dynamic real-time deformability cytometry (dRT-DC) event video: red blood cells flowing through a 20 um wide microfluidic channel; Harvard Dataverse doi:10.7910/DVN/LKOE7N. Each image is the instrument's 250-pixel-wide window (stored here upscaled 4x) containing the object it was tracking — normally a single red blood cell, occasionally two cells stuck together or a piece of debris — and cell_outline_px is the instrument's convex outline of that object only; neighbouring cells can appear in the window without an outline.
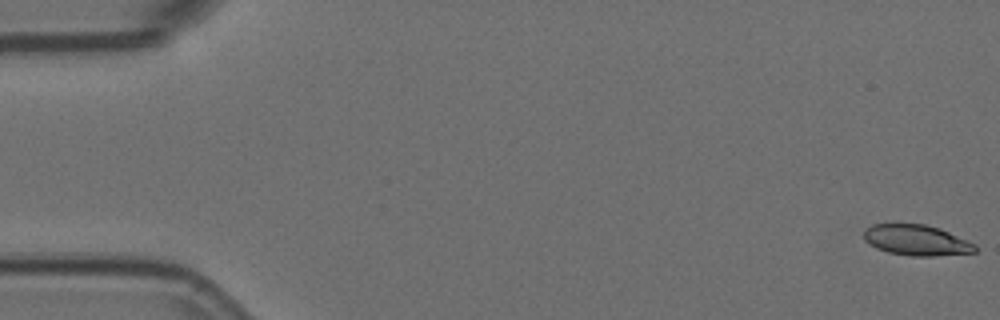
{"species": "Egyptian fruit bat (a non-hibernating species)", "species_latin": "Rousettus aegyptiacus", "temperature_condition": "room temperature", "stored_images_in_passage": 7, "camera_frame_rate_fps": 3000, "um_per_image_px": 0.085, "animal": {"sex": "female"}, "frame": {"image": 1, "passage_image": 1, "time_ms": 0.0, "image_size_px": [1000, 320], "cell_outline_px": [[976, 252], [936, 256], [912, 256], [888, 252], [876, 248], [868, 244], [864, 240], [864, 232], [872, 224], [892, 220], [896, 220], [924, 224], [940, 228], [968, 240], [976, 244]], "centroid_in_image_um": [77.85, 20.36], "position_along_channel_um": 7.1, "area_um2": 20.75}}
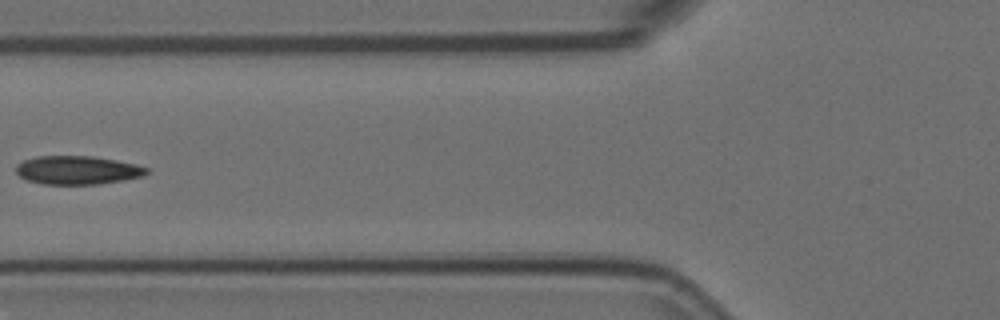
{"frame": {"image": 2, "passage_image": 6, "time_ms": 1.667, "image_size_px": [1000, 320], "cell_outline_px": [[148, 172], [144, 176], [124, 180], [100, 184], [44, 184], [24, 180], [16, 172], [16, 164], [24, 160], [36, 156], [92, 156], [116, 160], [136, 164], [148, 168]], "centroid_in_image_um": [6.57, 14.46], "position_along_channel_um": 119.2, "area_um2": 21.85}}
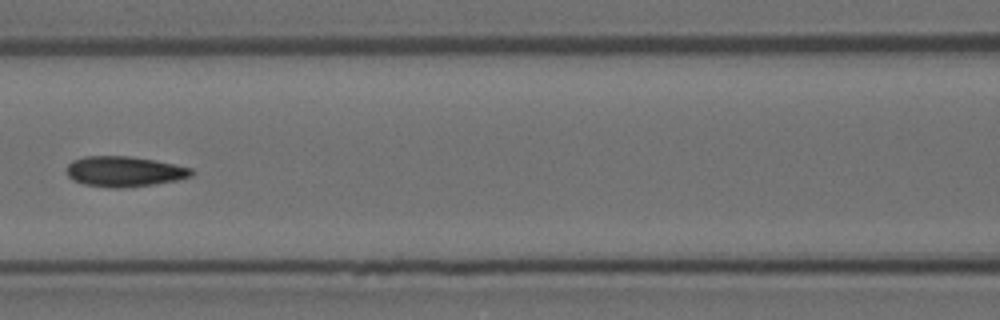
{"frame": {"image": 3, "passage_image": 7, "time_ms": 2.0, "image_size_px": [1000, 320], "cell_outline_px": [[196, 172], [192, 176], [176, 180], [156, 184], [120, 188], [108, 188], [84, 184], [72, 180], [68, 176], [68, 164], [72, 160], [84, 156], [128, 156], [152, 160], [192, 168]], "centroid_in_image_um": [10.56, 14.58], "position_along_channel_um": 156.0, "area_um2": 22.08}}